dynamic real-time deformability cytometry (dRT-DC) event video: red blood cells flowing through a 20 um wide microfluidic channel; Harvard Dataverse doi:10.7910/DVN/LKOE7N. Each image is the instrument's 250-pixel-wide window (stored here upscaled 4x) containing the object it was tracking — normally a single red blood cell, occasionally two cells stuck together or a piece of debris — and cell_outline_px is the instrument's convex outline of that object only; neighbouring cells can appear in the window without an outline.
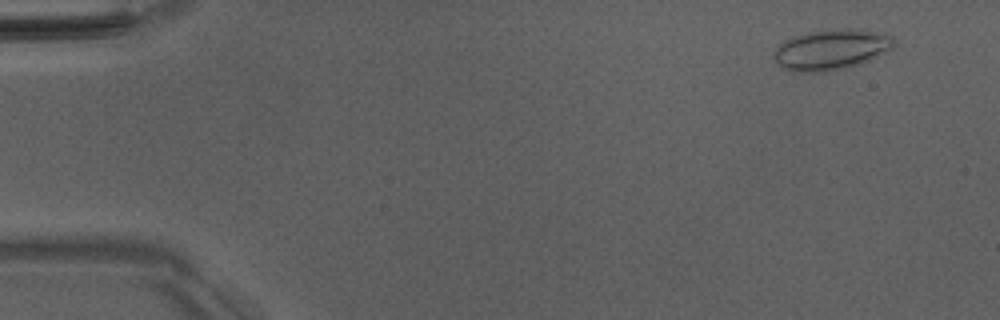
{"species": "Egyptian fruit bat (a non-hibernating species)", "species_latin": "Rousettus aegyptiacus", "temperature_condition": "room temperature", "stored_images_in_passage": 49, "camera_frame_rate_fps": 3000, "um_per_image_px": 0.085, "animal": {"sex": "male"}, "frame": {"image": 1, "passage_image": 4, "time_ms": 1.0, "image_size_px": [1000, 320], "cell_outline_px": [[896, 44], [892, 48], [860, 64], [844, 68], [824, 72], [796, 72], [780, 68], [776, 64], [772, 52], [784, 40], [792, 36], [812, 32], [848, 28], [852, 28], [876, 32], [892, 36], [896, 40]], "centroid_in_image_um": [70.61, 4.23], "position_along_channel_um": 14.4, "area_um2": 28.32}}
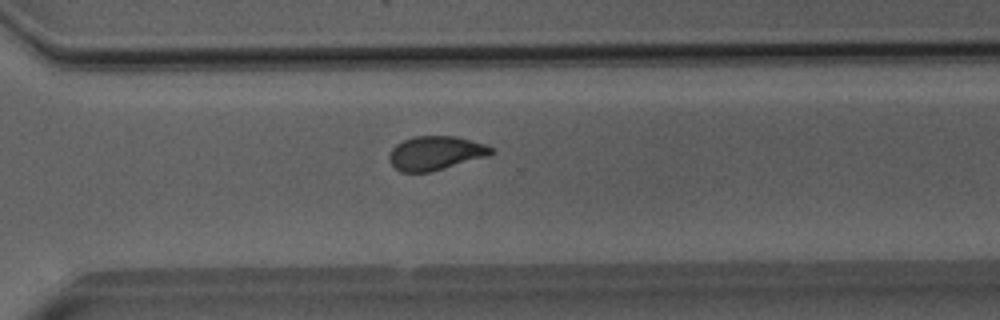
{"frame": {"image": 2, "passage_image": 37, "time_ms": 12.0, "image_size_px": [1000, 320], "cell_outline_px": [[496, 152], [488, 156], [432, 172], [400, 172], [392, 168], [388, 160], [388, 156], [392, 148], [396, 144], [404, 140], [416, 136], [456, 136], [472, 140], [484, 144], [492, 148]], "centroid_in_image_um": [37.0, 13.03], "position_along_channel_um": 333.6, "area_um2": 20.46}}
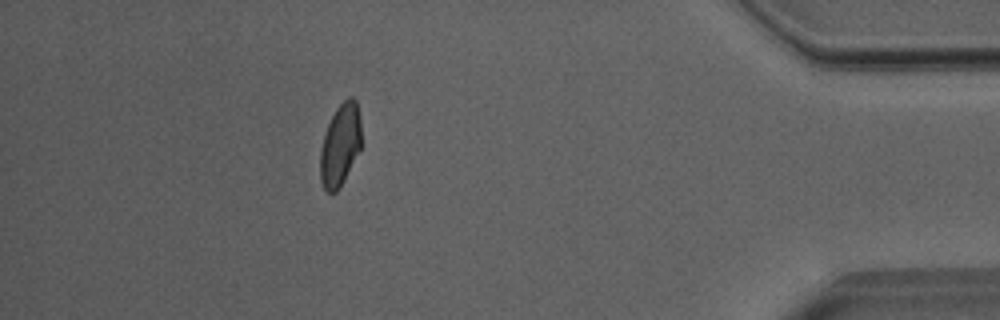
{"frame": {"image": 3, "passage_image": 46, "time_ms": 15.0, "image_size_px": [1000, 320], "cell_outline_px": [[360, 148], [340, 188], [336, 192], [328, 192], [324, 188], [320, 180], [320, 152], [324, 136], [328, 124], [336, 108], [348, 96], [352, 96], [356, 100], [360, 116]], "centroid_in_image_um": [28.91, 12.31], "position_along_channel_um": 406.3, "area_um2": 19.48}}